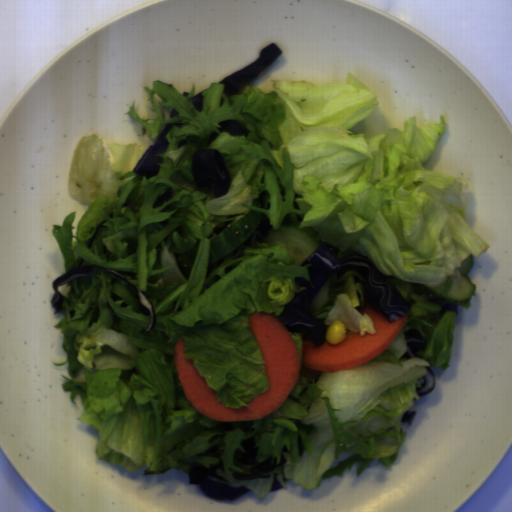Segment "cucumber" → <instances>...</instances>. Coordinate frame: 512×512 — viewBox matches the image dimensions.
Listing matches in <instances>:
<instances>
[{
	"mask_svg": "<svg viewBox=\"0 0 512 512\" xmlns=\"http://www.w3.org/2000/svg\"><path fill=\"white\" fill-rule=\"evenodd\" d=\"M337 288L334 279L331 277L324 286L318 291L314 299L311 301L305 312L316 313L321 312L333 303L336 296Z\"/></svg>",
	"mask_w": 512,
	"mask_h": 512,
	"instance_id": "2a18db57",
	"label": "cucumber"
},
{
	"mask_svg": "<svg viewBox=\"0 0 512 512\" xmlns=\"http://www.w3.org/2000/svg\"><path fill=\"white\" fill-rule=\"evenodd\" d=\"M252 205H253V207H257V208L263 209V206H264V198H263V196L259 197L258 199H256Z\"/></svg>",
	"mask_w": 512,
	"mask_h": 512,
	"instance_id": "9523449b",
	"label": "cucumber"
},
{
	"mask_svg": "<svg viewBox=\"0 0 512 512\" xmlns=\"http://www.w3.org/2000/svg\"><path fill=\"white\" fill-rule=\"evenodd\" d=\"M300 222H289L277 230H270L263 236L261 245L282 246L294 259L293 264L302 266L310 254L323 244L315 228H299Z\"/></svg>",
	"mask_w": 512,
	"mask_h": 512,
	"instance_id": "8b760119",
	"label": "cucumber"
},
{
	"mask_svg": "<svg viewBox=\"0 0 512 512\" xmlns=\"http://www.w3.org/2000/svg\"><path fill=\"white\" fill-rule=\"evenodd\" d=\"M197 253L198 247L192 248L186 251L185 253L179 255L175 259L180 272L184 275L186 279L190 276L192 272L193 266L196 261Z\"/></svg>",
	"mask_w": 512,
	"mask_h": 512,
	"instance_id": "734fbe4a",
	"label": "cucumber"
},
{
	"mask_svg": "<svg viewBox=\"0 0 512 512\" xmlns=\"http://www.w3.org/2000/svg\"><path fill=\"white\" fill-rule=\"evenodd\" d=\"M474 258L469 255L462 263L459 272L461 276L459 278H452L450 288L446 293L443 292L446 284L445 282L437 287H430L422 283L415 284L416 289L421 293L440 298L451 304L462 305L471 300L474 287L468 278V273L471 270Z\"/></svg>",
	"mask_w": 512,
	"mask_h": 512,
	"instance_id": "888e309b",
	"label": "cucumber"
},
{
	"mask_svg": "<svg viewBox=\"0 0 512 512\" xmlns=\"http://www.w3.org/2000/svg\"><path fill=\"white\" fill-rule=\"evenodd\" d=\"M261 212L248 211L211 239L208 267L237 249L261 222Z\"/></svg>",
	"mask_w": 512,
	"mask_h": 512,
	"instance_id": "586b57bf",
	"label": "cucumber"
}]
</instances>
